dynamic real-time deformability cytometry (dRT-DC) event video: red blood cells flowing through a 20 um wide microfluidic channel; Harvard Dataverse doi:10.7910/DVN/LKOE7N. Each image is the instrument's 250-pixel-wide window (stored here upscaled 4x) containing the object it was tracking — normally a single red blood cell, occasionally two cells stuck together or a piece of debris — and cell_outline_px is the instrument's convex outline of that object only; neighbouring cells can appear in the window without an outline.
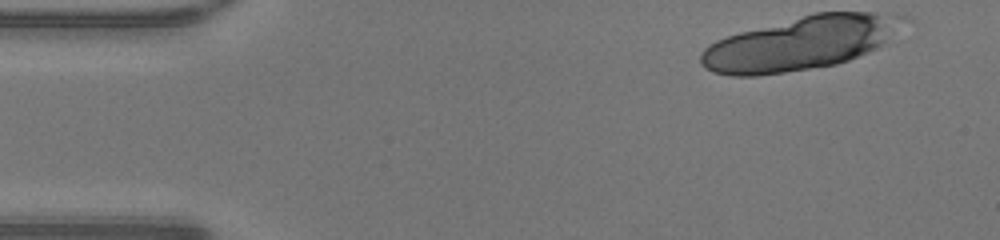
{"species": "human", "species_latin": "Homo sapiens", "temperature_condition": "warm", "stored_images_in_passage": 13, "camera_frame_rate_fps": 3000, "um_per_image_px": 0.085, "donor": {"sex": "male"}, "frame": {"image": 1, "passage_image": 1, "time_ms": 0.0, "image_size_px": [1000, 240], "cell_outline_px": [[912, 20], [880, 44], [868, 52], [848, 60], [836, 64], [784, 72], [756, 76], [732, 76], [712, 72], [704, 68], [700, 64], [700, 52], [708, 44], [716, 40], [740, 32], [812, 12], [876, 12], [904, 16]], "centroid_in_image_um": [68.02, 3.66], "position_along_channel_um": 17.0, "area_um2": 63.06}}